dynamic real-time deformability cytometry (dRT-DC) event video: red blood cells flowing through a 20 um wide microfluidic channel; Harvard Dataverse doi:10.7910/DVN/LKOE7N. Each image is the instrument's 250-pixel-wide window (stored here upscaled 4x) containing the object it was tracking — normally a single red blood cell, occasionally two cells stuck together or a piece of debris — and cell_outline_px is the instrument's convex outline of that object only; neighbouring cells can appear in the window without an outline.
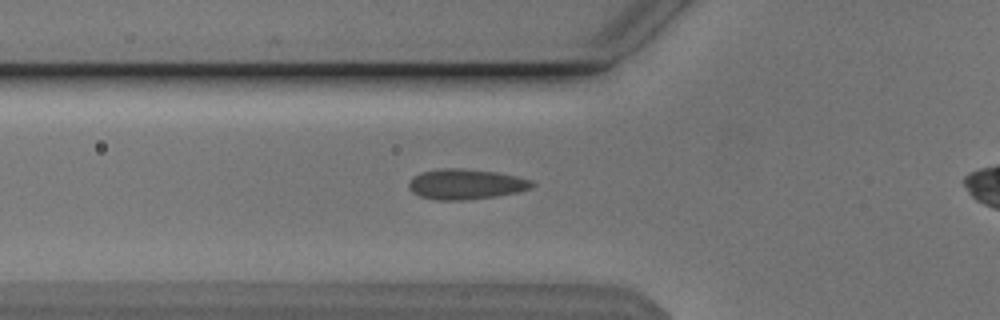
{"species": "Egyptian fruit bat (a non-hibernating species)", "species_latin": "Rousettus aegyptiacus", "temperature_condition": "cold", "stored_images_in_passage": 35, "camera_frame_rate_fps": 3000, "um_per_image_px": 0.085, "animal": {"sex": "male"}, "frame": {"image": 1, "passage_image": 5, "time_ms": 1.333, "image_size_px": [1000, 320], "cell_outline_px": [[536, 184], [532, 188], [516, 192], [496, 196], [464, 200], [436, 200], [420, 196], [412, 192], [408, 188], [408, 184], [412, 176], [420, 172], [440, 168], [464, 168], [496, 172], [516, 176], [532, 180]], "centroid_in_image_um": [39.57, 15.64], "position_along_channel_um": 86.2, "area_um2": 21.96}}
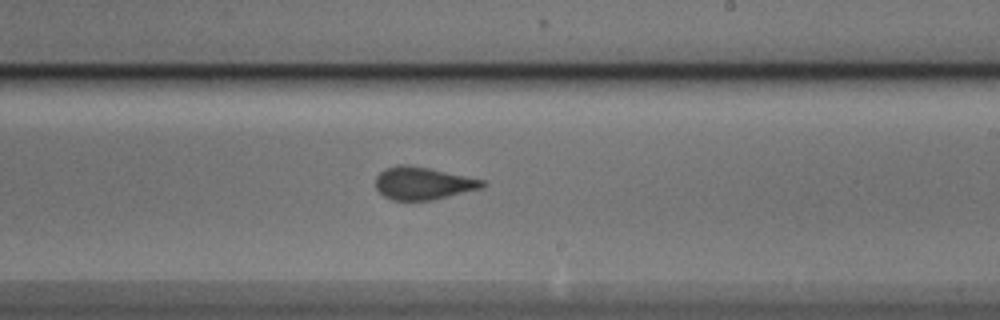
{"frame": {"image": 2, "passage_image": 18, "time_ms": 5.667, "image_size_px": [1000, 320], "cell_outline_px": [[488, 184], [480, 188], [432, 200], [392, 200], [384, 196], [376, 188], [376, 176], [380, 172], [388, 168], [400, 164], [404, 164], [428, 168], [484, 180]], "centroid_in_image_um": [35.94, 15.58], "position_along_channel_um": 253.1, "area_um2": 19.94}}
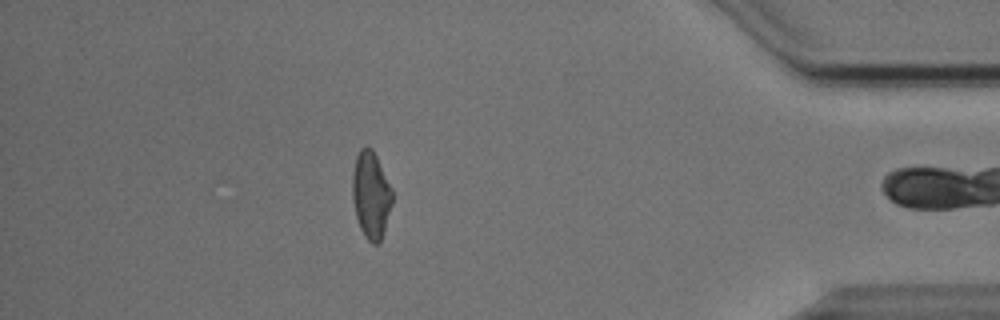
{"frame": {"image": 3, "passage_image": 33, "time_ms": 10.667, "image_size_px": [1000, 320], "cell_outline_px": [[392, 204], [380, 244], [372, 244], [364, 236], [360, 228], [356, 216], [352, 196], [352, 172], [356, 156], [360, 148], [372, 148], [392, 188]], "centroid_in_image_um": [31.53, 16.59], "position_along_channel_um": 403.7, "area_um2": 20.23}, "authors_computed_cell_mechanics": {"area_um2": 20.519, "velocity_mm_per_s": 3.8442, "shape_relaxation_time_tau1_ms": 5.5243, "shape_relaxation_time_tau2_ms": 0.799, "deformation_change_tau1": 0.1138, "deformation_change_tau2": 0.0517}}